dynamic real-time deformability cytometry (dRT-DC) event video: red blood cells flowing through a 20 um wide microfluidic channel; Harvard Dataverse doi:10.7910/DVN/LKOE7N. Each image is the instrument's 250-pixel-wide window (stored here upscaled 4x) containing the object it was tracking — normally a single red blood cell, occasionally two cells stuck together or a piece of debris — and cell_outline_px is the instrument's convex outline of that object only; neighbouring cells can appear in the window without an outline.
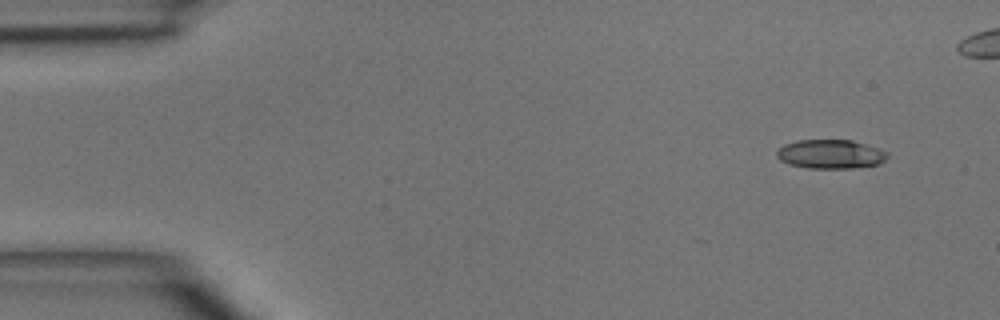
{"species": "common noctule bat (a hibernating species)", "species_latin": "Nyctalus noctula", "temperature_condition": "room temperature", "stored_images_in_passage": 4, "camera_frame_rate_fps": 3000, "um_per_image_px": 0.085, "animal": {"sex": "male", "body_mass_g": 15.6}, "frame": {"image": 1, "passage_image": 1, "time_ms": 0.0, "image_size_px": [1000, 320], "cell_outline_px": [[888, 156], [880, 164], [852, 168], [808, 168], [788, 164], [780, 160], [776, 156], [776, 152], [784, 144], [796, 140], [852, 140], [880, 148], [888, 152]], "centroid_in_image_um": [70.6, 13.1], "position_along_channel_um": 14.4, "area_um2": 18.84}}